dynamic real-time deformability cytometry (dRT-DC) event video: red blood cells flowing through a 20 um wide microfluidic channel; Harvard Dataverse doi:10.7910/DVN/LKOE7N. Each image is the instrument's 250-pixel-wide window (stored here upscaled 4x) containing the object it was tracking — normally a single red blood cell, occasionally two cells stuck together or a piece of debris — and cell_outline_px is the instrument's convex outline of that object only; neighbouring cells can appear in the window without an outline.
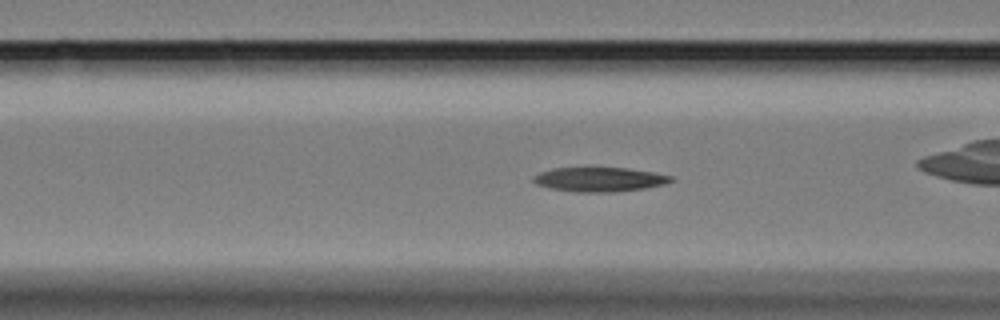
{"species": "Egyptian fruit bat (a non-hibernating species)", "species_latin": "Rousettus aegyptiacus", "temperature_condition": "cold", "stored_images_in_passage": 39, "camera_frame_rate_fps": 3000, "um_per_image_px": 0.085, "animal": {"sex": "female"}, "frame": {"image": 1, "passage_image": 19, "time_ms": 6.0, "image_size_px": [1000, 320], "cell_outline_px": [[676, 180], [668, 184], [648, 188], [616, 192], [576, 192], [548, 188], [536, 184], [532, 180], [532, 176], [540, 172], [552, 168], [588, 164], [624, 168], [652, 172], [672, 176]], "centroid_in_image_um": [50.93, 15.21], "position_along_channel_um": 115.7, "area_um2": 20.81}}
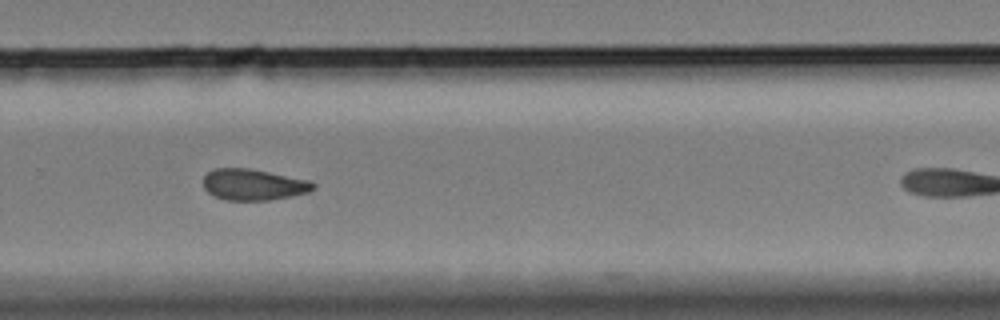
{"frame": {"image": 2, "passage_image": 31, "time_ms": 10.0, "image_size_px": [1000, 320], "cell_outline_px": [[316, 188], [308, 192], [292, 196], [268, 200], [224, 200], [212, 196], [204, 188], [204, 176], [208, 172], [216, 168], [248, 168], [308, 180], [316, 184]], "centroid_in_image_um": [21.53, 15.7], "position_along_channel_um": 308.3, "area_um2": 19.94}}
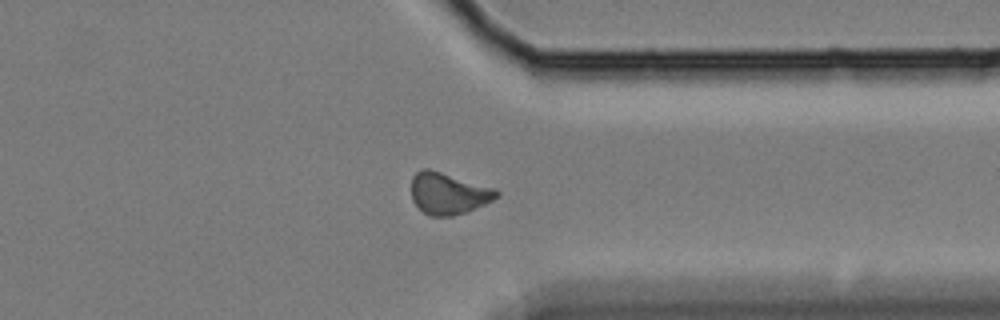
{"frame": {"image": 3, "passage_image": 37, "time_ms": 12.0, "image_size_px": [1000, 320], "cell_outline_px": [[500, 196], [484, 204], [464, 212], [452, 216], [428, 216], [412, 200], [412, 176], [420, 168], [428, 168], [496, 188], [500, 192]], "centroid_in_image_um": [38.11, 16.42], "position_along_channel_um": 373.3, "area_um2": 20.63}}